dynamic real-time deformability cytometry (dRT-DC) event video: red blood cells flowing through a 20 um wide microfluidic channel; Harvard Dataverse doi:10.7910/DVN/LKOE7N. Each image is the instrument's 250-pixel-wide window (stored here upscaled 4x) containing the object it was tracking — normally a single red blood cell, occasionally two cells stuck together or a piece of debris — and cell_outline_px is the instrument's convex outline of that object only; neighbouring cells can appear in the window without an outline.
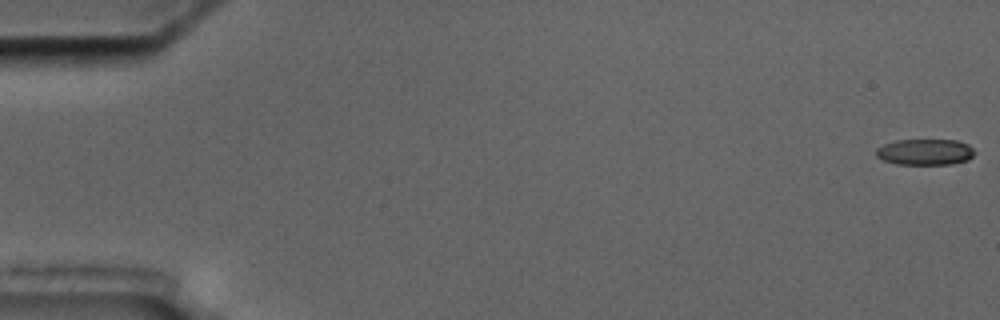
{"species": "common noctule bat (a hibernating species)", "species_latin": "Nyctalus noctula", "temperature_condition": "cold", "stored_images_in_passage": 6, "camera_frame_rate_fps": 3000, "um_per_image_px": 0.085, "animal": {"sex": "male", "body_mass_g": 17.5, "forearm_length_mm": 52.3}, "frame": {"image": 1, "passage_image": 1, "time_ms": 0.0, "image_size_px": [1000, 320], "cell_outline_px": [[976, 152], [968, 160], [952, 164], [896, 164], [884, 160], [876, 156], [876, 148], [884, 144], [896, 140], [956, 140], [968, 144]], "centroid_in_image_um": [78.64, 12.92], "position_along_channel_um": 6.4, "area_um2": 14.97}}
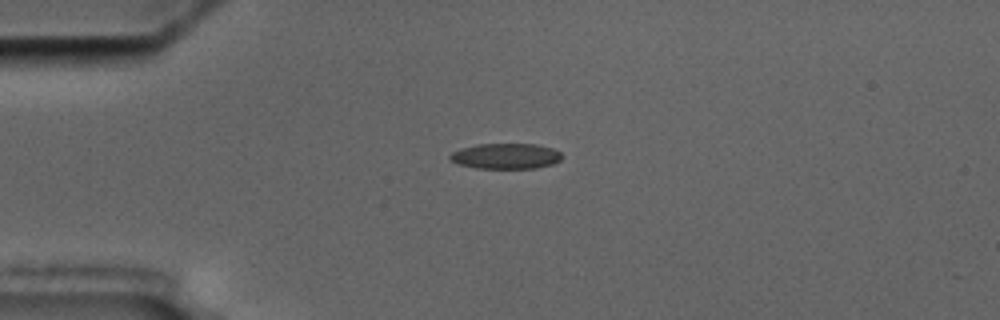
{"frame": {"image": 2, "passage_image": 5, "time_ms": 4.667, "image_size_px": [1000, 320], "cell_outline_px": [[564, 156], [560, 160], [552, 164], [536, 168], [476, 168], [460, 164], [452, 160], [448, 156], [452, 152], [460, 148], [476, 144], [536, 144], [552, 148], [560, 152]], "centroid_in_image_um": [43.01, 13.26], "position_along_channel_um": 42.0, "area_um2": 16.65}}